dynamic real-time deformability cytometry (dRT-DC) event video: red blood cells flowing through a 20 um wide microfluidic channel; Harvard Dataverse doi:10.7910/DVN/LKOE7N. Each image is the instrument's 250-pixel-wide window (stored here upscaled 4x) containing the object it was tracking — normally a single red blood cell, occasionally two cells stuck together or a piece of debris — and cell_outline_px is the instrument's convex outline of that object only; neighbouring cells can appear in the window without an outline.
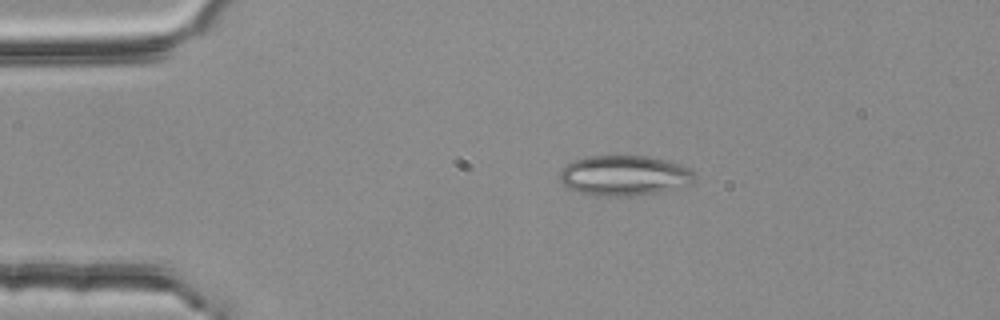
{"species": "common noctule bat (a hibernating species)", "species_latin": "Nyctalus noctula", "temperature_condition": "room temperature", "stored_images_in_passage": 2, "camera_frame_rate_fps": 3000, "um_per_image_px": 0.085, "animal": {"sex": "female", "body_mass_g": 25.1}, "frame": {"image": 1, "passage_image": 1, "time_ms": 0.0, "image_size_px": [1000, 320], "cell_outline_px": [[696, 180], [660, 192], [640, 196], [596, 196], [580, 192], [568, 188], [560, 180], [560, 172], [572, 160], [588, 156], [648, 156], [680, 164], [692, 168], [696, 172]], "centroid_in_image_um": [53.08, 14.92], "position_along_channel_um": 31.9, "area_um2": 31.67}}